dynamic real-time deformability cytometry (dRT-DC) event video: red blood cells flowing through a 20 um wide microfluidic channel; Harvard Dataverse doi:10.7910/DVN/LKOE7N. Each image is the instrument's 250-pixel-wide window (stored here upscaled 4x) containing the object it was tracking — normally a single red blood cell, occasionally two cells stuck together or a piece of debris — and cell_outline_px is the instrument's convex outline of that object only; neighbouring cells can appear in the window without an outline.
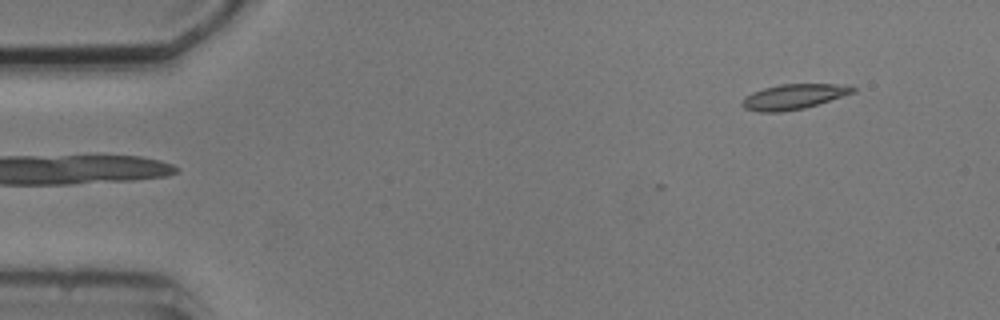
{"species": "common noctule bat (a hibernating species)", "species_latin": "Nyctalus noctula", "temperature_condition": "cold", "stored_images_in_passage": 3, "segment_of_instrument_passage": [2, 2], "camera_frame_rate_fps": 3000, "um_per_image_px": 0.085, "animal": {"sex": "male", "body_mass_g": 20.5, "forearm_length_mm": 52.5}, "frame": {"image": 1, "passage_image": 3, "time_ms": 2.333, "image_size_px": [1000, 320], "cell_outline_px": [[856, 92], [804, 108], [780, 112], [760, 112], [744, 108], [740, 104], [744, 96], [752, 92], [764, 88], [780, 84], [852, 84], [856, 88]], "centroid_in_image_um": [67.47, 8.2], "position_along_channel_um": 17.5, "area_um2": 16.36}}